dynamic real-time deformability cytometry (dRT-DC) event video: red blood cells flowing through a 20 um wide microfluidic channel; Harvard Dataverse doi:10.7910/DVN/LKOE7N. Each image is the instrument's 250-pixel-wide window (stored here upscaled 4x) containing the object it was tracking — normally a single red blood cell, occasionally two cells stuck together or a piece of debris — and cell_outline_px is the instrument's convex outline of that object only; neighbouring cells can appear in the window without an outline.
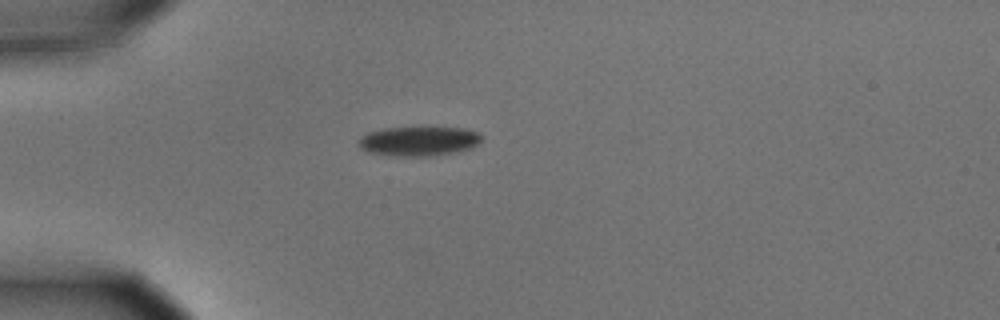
{"species": "common noctule bat (a hibernating species)", "species_latin": "Nyctalus noctula", "temperature_condition": "cold", "stored_images_in_passage": 4, "camera_frame_rate_fps": 3000, "um_per_image_px": 0.085, "animal": {"sex": "male", "body_mass_g": 15.6}, "frame": {"image": 1, "passage_image": 4, "time_ms": 1.0, "image_size_px": [1000, 320], "cell_outline_px": [[484, 136], [476, 144], [468, 148], [452, 152], [428, 156], [392, 156], [368, 152], [360, 148], [360, 136], [368, 132], [384, 128], [464, 128], [476, 132]], "centroid_in_image_um": [35.55, 12.0], "position_along_channel_um": 49.5, "area_um2": 20.75}}